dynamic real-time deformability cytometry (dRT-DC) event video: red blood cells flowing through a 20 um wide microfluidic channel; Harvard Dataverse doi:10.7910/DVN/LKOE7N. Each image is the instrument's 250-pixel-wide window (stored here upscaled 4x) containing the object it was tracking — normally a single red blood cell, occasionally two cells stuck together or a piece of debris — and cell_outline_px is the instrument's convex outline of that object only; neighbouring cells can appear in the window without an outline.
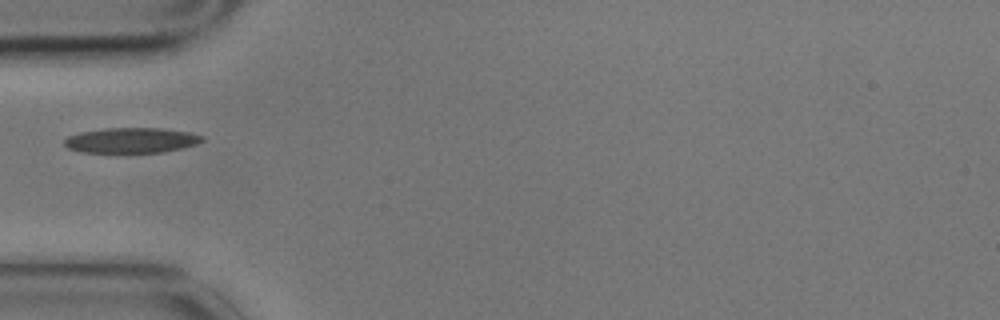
{"species": "common noctule bat (a hibernating species)", "species_latin": "Nyctalus noctula", "temperature_condition": "cold", "stored_images_in_passage": 3, "camera_frame_rate_fps": 3000, "um_per_image_px": 0.085, "animal": {"sex": "male", "body_mass_g": 17.9}, "frame": {"image": 1, "passage_image": 1, "time_ms": 0.0, "image_size_px": [1000, 320], "cell_outline_px": [[204, 140], [196, 144], [180, 148], [160, 152], [80, 152], [68, 148], [64, 144], [64, 140], [68, 136], [80, 132], [104, 128], [160, 128], [192, 132], [204, 136]], "centroid_in_image_um": [11.17, 11.91], "position_along_channel_um": 73.8, "area_um2": 20.23}}